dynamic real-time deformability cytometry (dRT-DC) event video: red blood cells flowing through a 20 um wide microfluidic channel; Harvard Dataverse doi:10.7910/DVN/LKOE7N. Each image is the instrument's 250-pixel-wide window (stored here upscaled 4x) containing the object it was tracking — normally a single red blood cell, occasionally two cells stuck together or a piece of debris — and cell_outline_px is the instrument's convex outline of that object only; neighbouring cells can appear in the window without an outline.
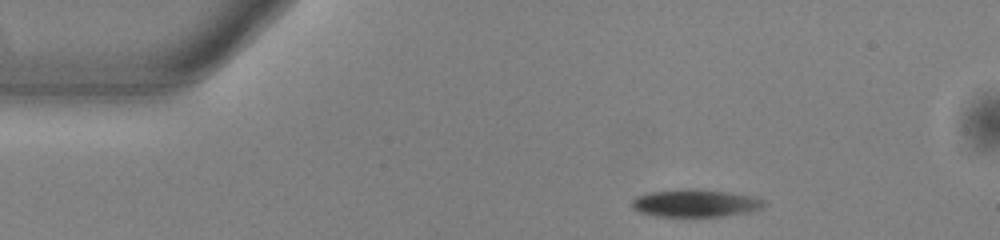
{"species": "common noctule bat (a hibernating species)", "species_latin": "Nyctalus noctula", "temperature_condition": "warm", "stored_images_in_passage": 46, "camera_frame_rate_fps": 3000, "um_per_image_px": 0.085, "animal": {"sex": "male", "body_mass_g": 13.0, "forearm_length_mm": 53.1}, "frame": {"image": 1, "passage_image": 1, "time_ms": 0.0, "image_size_px": [1000, 240], "cell_outline_px": [[764, 204], [760, 208], [748, 212], [724, 216], [656, 216], [640, 212], [632, 208], [632, 200], [636, 196], [652, 192], [684, 188], [696, 188], [728, 192], [756, 196], [764, 200]], "centroid_in_image_um": [59.11, 17.25], "position_along_channel_um": 25.9, "area_um2": 21.27}}
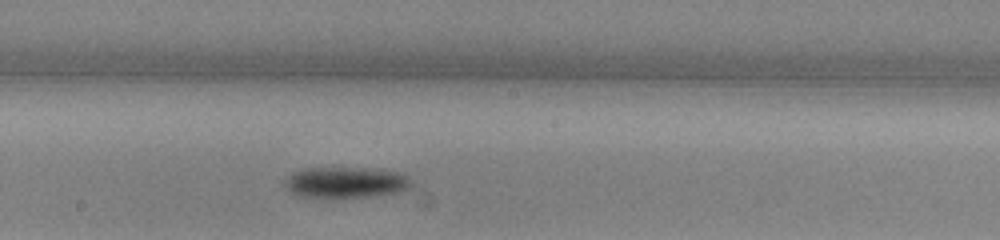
{"frame": {"image": 2, "passage_image": 21, "time_ms": 6.667, "image_size_px": [1000, 240], "cell_outline_px": [[412, 188], [404, 192], [344, 200], [320, 200], [296, 196], [284, 184], [284, 180], [288, 176], [304, 168], [380, 168], [396, 172], [408, 176], [412, 180]], "centroid_in_image_um": [29.43, 15.57], "position_along_channel_um": 218.8, "area_um2": 24.28}}
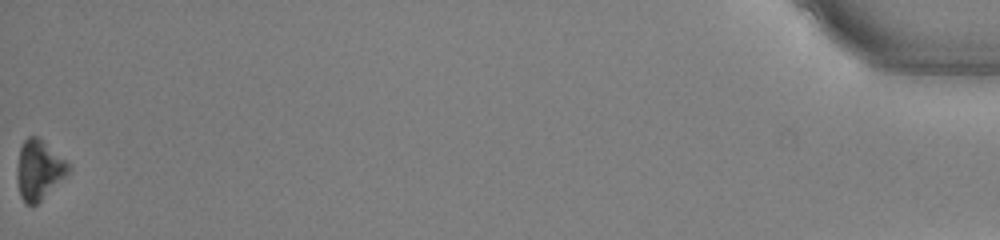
{"frame": {"image": 3, "passage_image": 46, "time_ms": 15.0, "image_size_px": [1000, 240], "cell_outline_px": [[72, 164], [68, 172], [36, 204], [28, 204], [20, 196], [16, 180], [16, 168], [20, 148], [24, 140], [28, 136], [36, 136]], "centroid_in_image_um": [3.28, 14.41], "position_along_channel_um": 431.9, "area_um2": 17.51}, "authors_computed_cell_mechanics": {"area_um2": 21.8484, "velocity_mm_per_s": 3.8282, "shape_relaxation_time_tau1_ms": 1.0484, "shape_relaxation_time_tau2_ms": null, "deformation_change_tau1": 0.1063, "deformation_change_tau2": null}}